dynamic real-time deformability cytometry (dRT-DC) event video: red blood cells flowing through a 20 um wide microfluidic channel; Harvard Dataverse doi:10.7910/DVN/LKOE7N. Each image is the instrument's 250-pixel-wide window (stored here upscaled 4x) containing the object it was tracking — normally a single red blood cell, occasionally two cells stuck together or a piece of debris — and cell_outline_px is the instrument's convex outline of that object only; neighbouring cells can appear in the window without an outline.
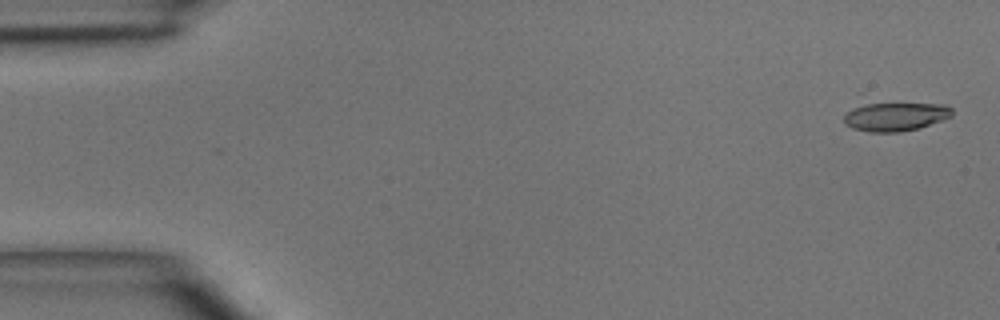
{"species": "common noctule bat (a hibernating species)", "species_latin": "Nyctalus noctula", "temperature_condition": "room temperature", "stored_images_in_passage": 7, "camera_frame_rate_fps": 3000, "um_per_image_px": 0.085, "animal": {"sex": "male", "body_mass_g": 15.6}, "frame": {"image": 1, "passage_image": 1, "time_ms": 0.0, "image_size_px": [1000, 320], "cell_outline_px": [[952, 116], [920, 128], [900, 132], [868, 132], [852, 128], [844, 124], [844, 116], [860, 92], [948, 104], [952, 108]], "centroid_in_image_um": [75.93, 9.65], "position_along_channel_um": 9.1, "area_um2": 22.43}}
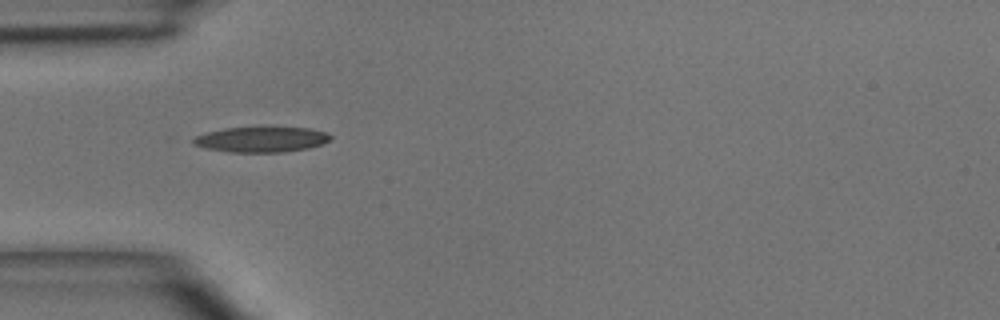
{"frame": {"image": 2, "passage_image": 4, "time_ms": 4.333, "image_size_px": [1000, 320], "cell_outline_px": [[332, 136], [324, 144], [308, 148], [284, 152], [228, 152], [208, 148], [192, 144], [192, 140], [196, 136], [208, 132], [224, 128], [308, 128], [328, 132]], "centroid_in_image_um": [22.24, 11.86], "position_along_channel_um": 62.8, "area_um2": 20.06}}